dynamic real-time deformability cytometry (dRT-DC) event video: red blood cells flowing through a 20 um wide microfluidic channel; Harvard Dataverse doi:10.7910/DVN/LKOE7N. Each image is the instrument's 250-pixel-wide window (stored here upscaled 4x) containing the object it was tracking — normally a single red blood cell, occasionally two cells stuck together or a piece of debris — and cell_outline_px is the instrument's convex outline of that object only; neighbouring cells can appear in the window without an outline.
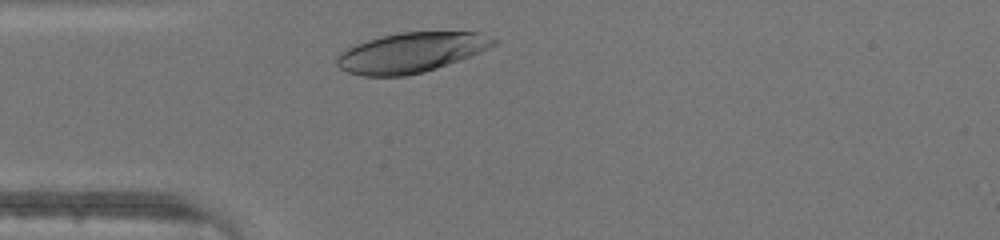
{"species": "human", "species_latin": "Homo sapiens", "temperature_condition": "warm", "stored_images_in_passage": 26, "camera_frame_rate_fps": 3000, "um_per_image_px": 0.085, "donor": {"sex": "male"}, "frame": {"image": 1, "passage_image": 3, "time_ms": 0.667, "image_size_px": [1000, 240], "cell_outline_px": [[500, 40], [496, 44], [480, 52], [436, 68], [424, 72], [404, 76], [364, 76], [348, 72], [340, 68], [336, 64], [336, 56], [344, 48], [368, 40], [400, 32], [480, 32]], "centroid_in_image_um": [34.93, 4.46], "position_along_channel_um": 50.1, "area_um2": 36.41}}
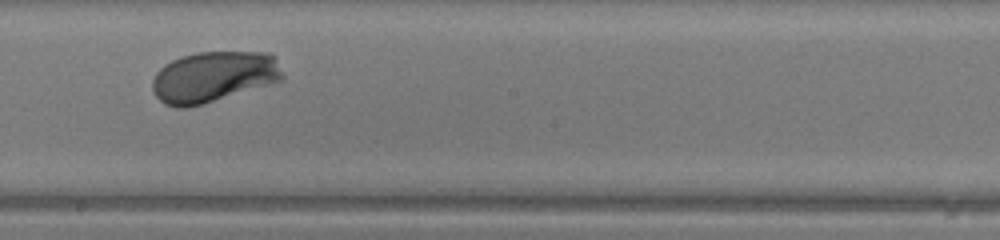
{"frame": {"image": 2, "passage_image": 16, "time_ms": 5.0, "image_size_px": [1000, 240], "cell_outline_px": [[284, 76], [280, 80], [268, 84], [204, 104], [188, 108], [176, 108], [164, 104], [156, 96], [152, 88], [152, 80], [156, 72], [164, 64], [180, 56], [196, 52], [264, 52], [276, 56]], "centroid_in_image_um": [18.12, 6.52], "position_along_channel_um": 230.1, "area_um2": 38.73}}
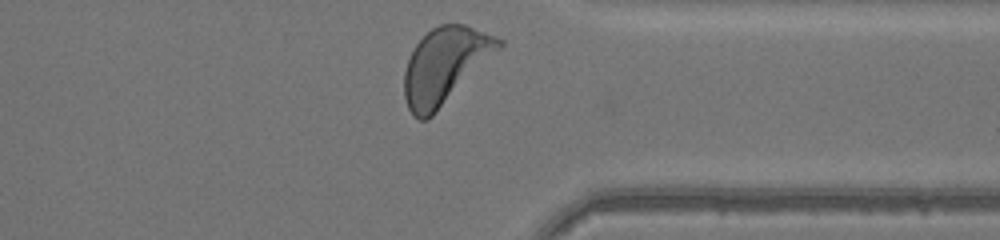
{"frame": {"image": 3, "passage_image": 26, "time_ms": 8.333, "image_size_px": [1000, 240], "cell_outline_px": [[504, 44], [428, 120], [420, 120], [412, 116], [408, 108], [404, 96], [404, 72], [408, 60], [416, 44], [432, 28], [440, 24], [464, 24], [504, 40]], "centroid_in_image_um": [37.79, 5.58], "position_along_channel_um": 373.6, "area_um2": 40.98}}